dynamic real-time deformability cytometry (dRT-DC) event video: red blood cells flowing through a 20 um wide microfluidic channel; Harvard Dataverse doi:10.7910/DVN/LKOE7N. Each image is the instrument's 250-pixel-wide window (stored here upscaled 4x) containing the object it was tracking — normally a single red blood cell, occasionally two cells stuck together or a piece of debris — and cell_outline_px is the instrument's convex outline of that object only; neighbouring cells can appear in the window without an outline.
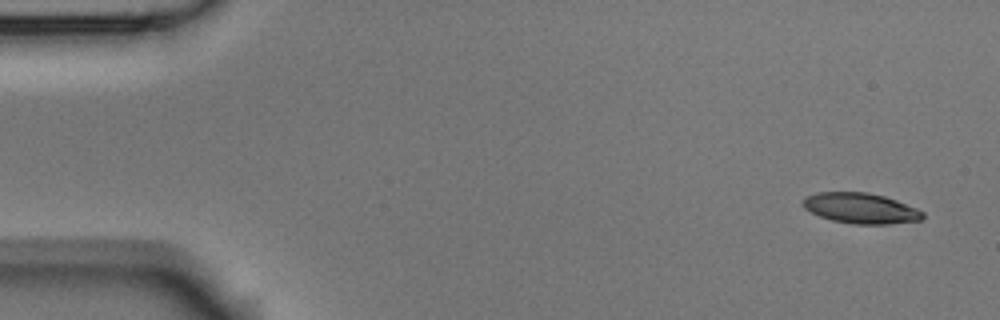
{"species": "Egyptian fruit bat (a non-hibernating species)", "species_latin": "Rousettus aegyptiacus", "temperature_condition": "room temperature", "stored_images_in_passage": 4, "camera_frame_rate_fps": 3000, "um_per_image_px": 0.085, "animal": {"sex": "male"}, "frame": {"image": 1, "passage_image": 1, "time_ms": 0.0, "image_size_px": [1000, 320], "cell_outline_px": [[924, 216], [920, 220], [888, 224], [852, 224], [832, 220], [820, 216], [804, 208], [804, 196], [816, 192], [868, 192], [884, 196], [896, 200], [916, 208], [924, 212]], "centroid_in_image_um": [73.16, 17.69], "position_along_channel_um": 11.8, "area_um2": 21.21}}
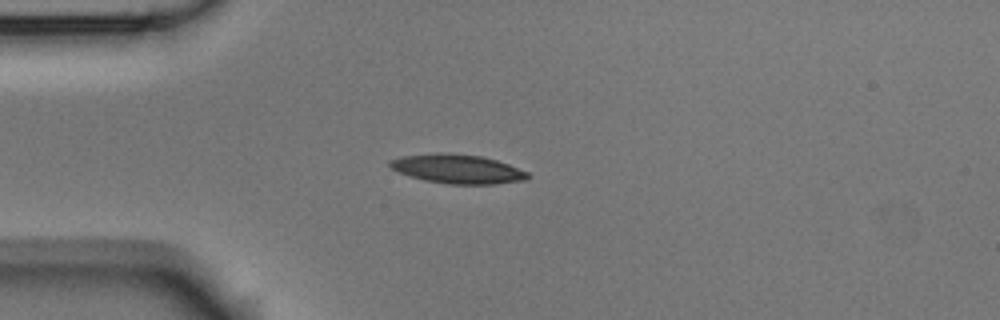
{"frame": {"image": 2, "passage_image": 4, "time_ms": 1.0, "image_size_px": [1000, 320], "cell_outline_px": [[528, 180], [496, 184], [448, 184], [424, 180], [400, 172], [392, 168], [388, 164], [388, 160], [400, 156], [440, 152], [444, 152], [480, 156], [496, 160], [508, 164], [528, 172]], "centroid_in_image_um": [38.88, 14.35], "position_along_channel_um": 46.1, "area_um2": 23.35}}